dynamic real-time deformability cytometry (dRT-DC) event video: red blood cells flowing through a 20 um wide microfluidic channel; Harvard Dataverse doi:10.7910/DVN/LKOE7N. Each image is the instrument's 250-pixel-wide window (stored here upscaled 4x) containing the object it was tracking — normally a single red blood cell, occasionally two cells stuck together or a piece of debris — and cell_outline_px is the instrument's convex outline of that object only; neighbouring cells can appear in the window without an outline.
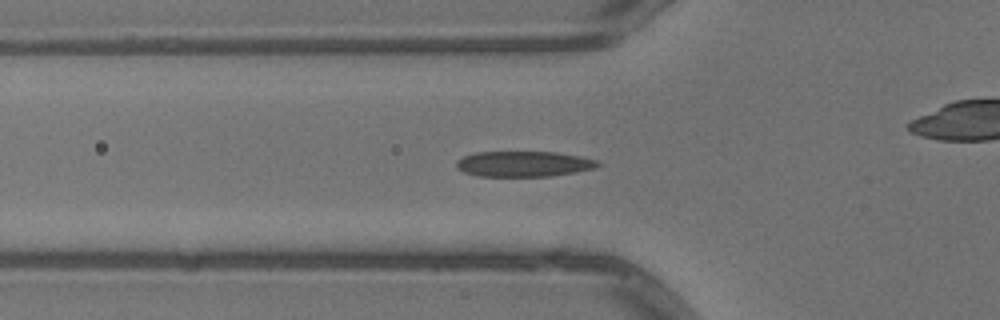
{"species": "common noctule bat (a hibernating species)", "species_latin": "Nyctalus noctula", "temperature_condition": "warm", "stored_images_in_passage": 52, "camera_frame_rate_fps": 3000, "um_per_image_px": 0.085, "animal": {"sex": "male", "body_mass_g": 13.3}, "frame": {"image": 1, "passage_image": 18, "time_ms": 5.667, "image_size_px": [1000, 320], "cell_outline_px": [[604, 164], [596, 168], [576, 172], [548, 176], [476, 176], [464, 172], [456, 168], [456, 160], [464, 156], [476, 152], [556, 152], [580, 156], [596, 160]], "centroid_in_image_um": [44.53, 13.93], "position_along_channel_um": 81.3, "area_um2": 21.15}}
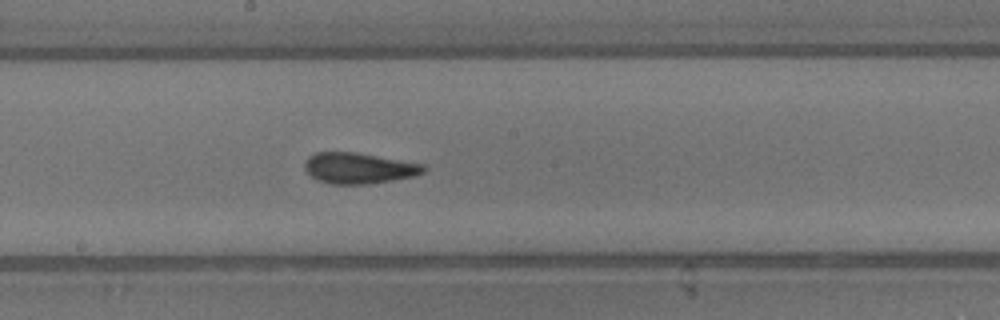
{"frame": {"image": 2, "passage_image": 28, "time_ms": 9.0, "image_size_px": [1000, 320], "cell_outline_px": [[428, 168], [424, 172], [416, 176], [368, 184], [332, 184], [316, 180], [304, 168], [304, 160], [308, 156], [316, 152], [356, 152], [424, 164]], "centroid_in_image_um": [30.5, 14.29], "position_along_channel_um": 217.7, "area_um2": 21.56}}
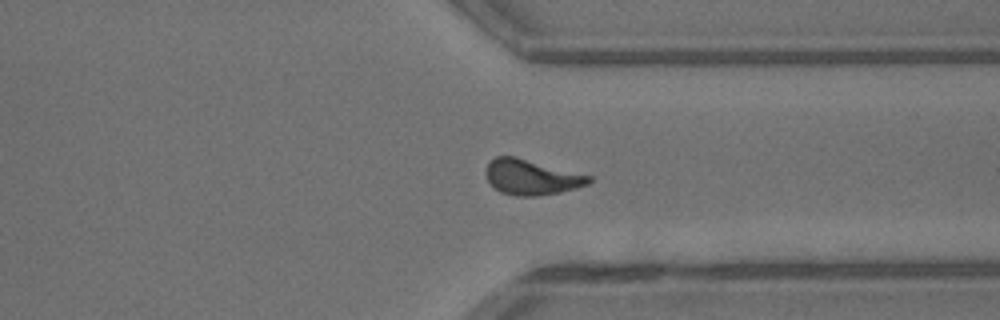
{"frame": {"image": 3, "passage_image": 39, "time_ms": 12.667, "image_size_px": [1000, 320], "cell_outline_px": [[592, 180], [588, 184], [576, 188], [560, 192], [536, 196], [516, 196], [500, 192], [488, 180], [484, 172], [488, 164], [496, 156], [516, 156], [592, 176]], "centroid_in_image_um": [45.18, 15.05], "position_along_channel_um": 366.2, "area_um2": 21.15}, "authors_computed_cell_mechanics": {"area_um2": 20.7791, "velocity_mm_per_s": 4.0645, "shape_relaxation_time_tau1_ms": 4.4329, "shape_relaxation_time_tau2_ms": 1.3099, "deformation_change_tau1": 0.1781, "deformation_change_tau2": 0.0913}}